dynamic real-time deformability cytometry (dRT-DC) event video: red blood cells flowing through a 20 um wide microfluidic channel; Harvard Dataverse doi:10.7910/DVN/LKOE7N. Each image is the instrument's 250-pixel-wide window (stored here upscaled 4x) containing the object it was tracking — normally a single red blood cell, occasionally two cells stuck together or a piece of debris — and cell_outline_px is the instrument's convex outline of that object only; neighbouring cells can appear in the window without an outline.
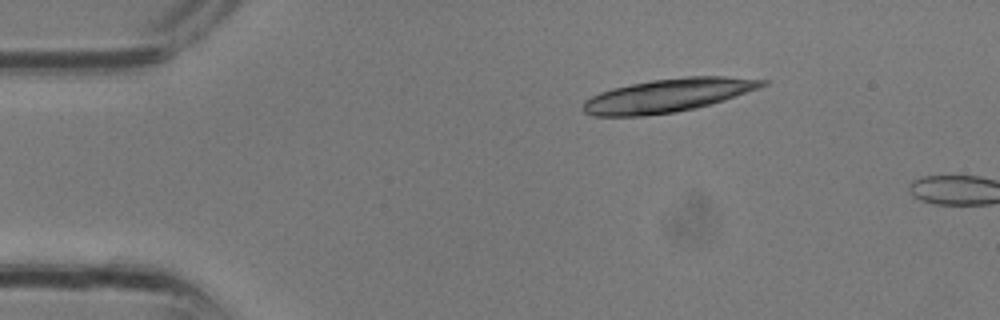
{"species": "common noctule bat (a hibernating species)", "species_latin": "Nyctalus noctula", "temperature_condition": "room temperature", "stored_images_in_passage": 2, "camera_frame_rate_fps": 3000, "um_per_image_px": 0.085, "animal": {"sex": "male", "body_mass_g": 13.3}, "frame": {"image": 1, "passage_image": 1, "time_ms": 0.0, "image_size_px": [1000, 320], "cell_outline_px": [[768, 84], [760, 88], [724, 100], [696, 108], [676, 112], [644, 116], [592, 116], [584, 112], [580, 108], [584, 100], [600, 92], [612, 88], [652, 80], [688, 76], [724, 76], [768, 80]], "centroid_in_image_um": [56.76, 8.11], "position_along_channel_um": 28.2, "area_um2": 35.03}}